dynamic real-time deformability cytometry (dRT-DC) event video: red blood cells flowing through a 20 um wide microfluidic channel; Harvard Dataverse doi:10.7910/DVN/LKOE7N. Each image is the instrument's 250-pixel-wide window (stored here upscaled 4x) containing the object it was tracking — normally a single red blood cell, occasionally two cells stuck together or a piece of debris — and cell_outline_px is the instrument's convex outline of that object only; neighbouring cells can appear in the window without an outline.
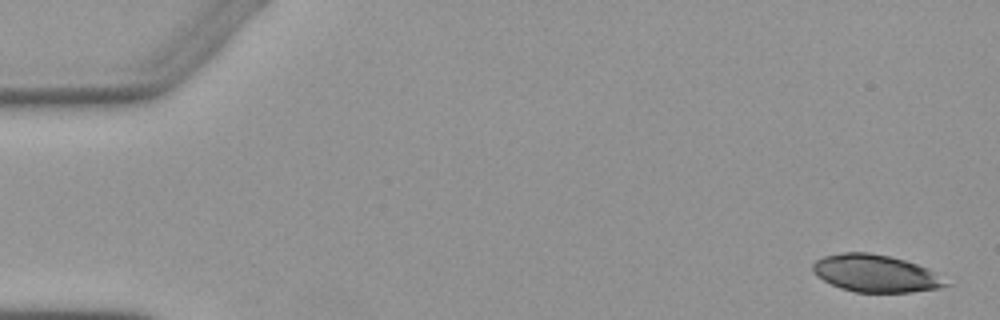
{"species": "Egyptian fruit bat (a non-hibernating species)", "species_latin": "Rousettus aegyptiacus", "temperature_condition": "warm", "stored_images_in_passage": 5, "camera_frame_rate_fps": 3000, "um_per_image_px": 0.085, "animal": {"sex": "female"}, "frame": {"image": 1, "passage_image": 1, "time_ms": 0.0, "image_size_px": [1000, 320], "cell_outline_px": [[952, 284], [940, 288], [912, 292], [856, 292], [840, 288], [816, 276], [812, 272], [812, 264], [816, 260], [824, 256], [844, 252], [868, 252], [888, 256], [904, 260], [928, 268], [936, 272]], "centroid_in_image_um": [74.44, 23.24], "position_along_channel_um": 10.6, "area_um2": 29.02}}
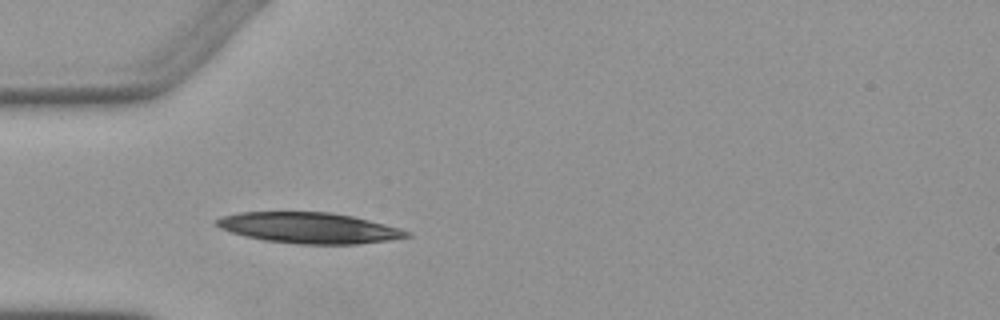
{"frame": {"image": 2, "passage_image": 5, "time_ms": 4.667, "image_size_px": [1000, 320], "cell_outline_px": [[412, 236], [388, 240], [356, 244], [296, 244], [264, 240], [244, 236], [220, 228], [212, 220], [220, 216], [240, 212], [332, 212], [352, 216], [400, 228], [412, 232]], "centroid_in_image_um": [26.24, 19.37], "position_along_channel_um": 58.8, "area_um2": 34.22}}